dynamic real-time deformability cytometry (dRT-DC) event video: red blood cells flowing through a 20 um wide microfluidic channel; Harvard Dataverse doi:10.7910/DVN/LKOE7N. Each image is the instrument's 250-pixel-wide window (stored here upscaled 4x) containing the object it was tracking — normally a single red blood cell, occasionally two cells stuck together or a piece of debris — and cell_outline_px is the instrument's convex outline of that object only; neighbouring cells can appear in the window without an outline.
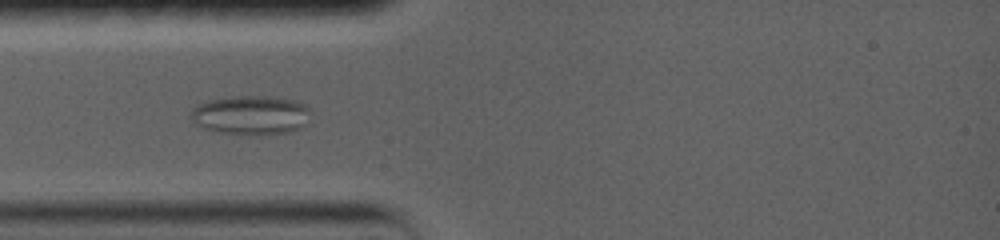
{"species": "common noctule bat (a hibernating species)", "species_latin": "Nyctalus noctula", "temperature_condition": "warm", "stored_images_in_passage": 19, "camera_frame_rate_fps": 5000, "um_per_image_px": 0.085, "animal": {"sex": "female", "body_mass_g": 19.0, "forearm_length_mm": 56.7}, "frame": {"image": 1, "passage_image": 2, "time_ms": 1.0, "image_size_px": [1000, 240], "cell_outline_px": [[312, 112], [308, 124], [300, 128], [288, 132], [216, 132], [204, 128], [196, 124], [188, 116], [196, 104], [208, 100], [232, 96], [272, 96], [300, 100]], "centroid_in_image_um": [21.35, 9.72], "position_along_channel_um": 63.6, "area_um2": 27.17}}
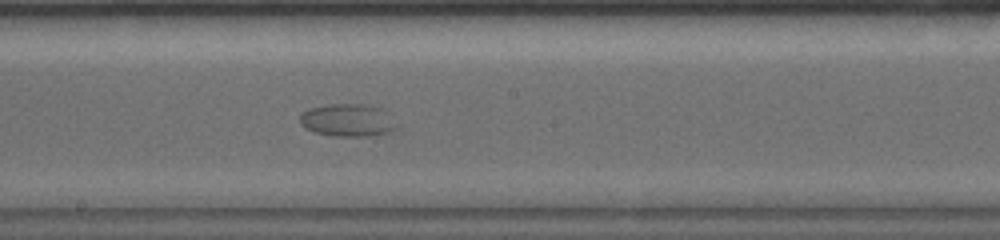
{"frame": {"image": 2, "passage_image": 7, "time_ms": 5.8, "image_size_px": [1000, 240], "cell_outline_px": [[400, 124], [396, 128], [388, 132], [372, 136], [332, 136], [316, 132], [304, 128], [300, 124], [300, 116], [308, 108], [328, 104], [364, 104], [380, 108], [388, 112]], "centroid_in_image_um": [29.59, 10.22], "position_along_channel_um": 218.6, "area_um2": 18.67}}
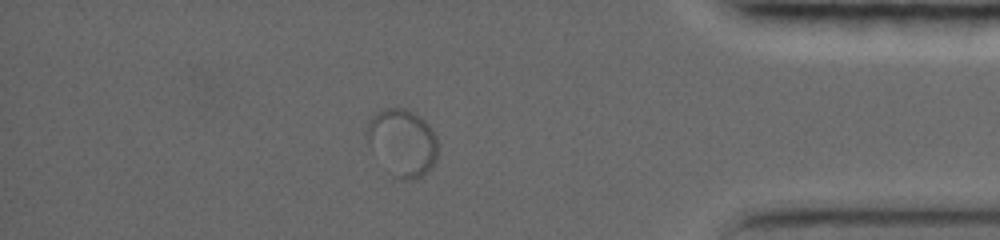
{"frame": {"image": 3, "passage_image": 14, "time_ms": 12.4, "image_size_px": [1000, 240], "cell_outline_px": [[436, 160], [428, 172], [416, 180], [392, 180], [368, 140], [368, 124], [372, 116], [376, 112], [384, 108], [404, 108], [420, 116], [428, 124], [436, 136]], "centroid_in_image_um": [34.22, 12.16], "position_along_channel_um": 401.0, "area_um2": 27.69}}